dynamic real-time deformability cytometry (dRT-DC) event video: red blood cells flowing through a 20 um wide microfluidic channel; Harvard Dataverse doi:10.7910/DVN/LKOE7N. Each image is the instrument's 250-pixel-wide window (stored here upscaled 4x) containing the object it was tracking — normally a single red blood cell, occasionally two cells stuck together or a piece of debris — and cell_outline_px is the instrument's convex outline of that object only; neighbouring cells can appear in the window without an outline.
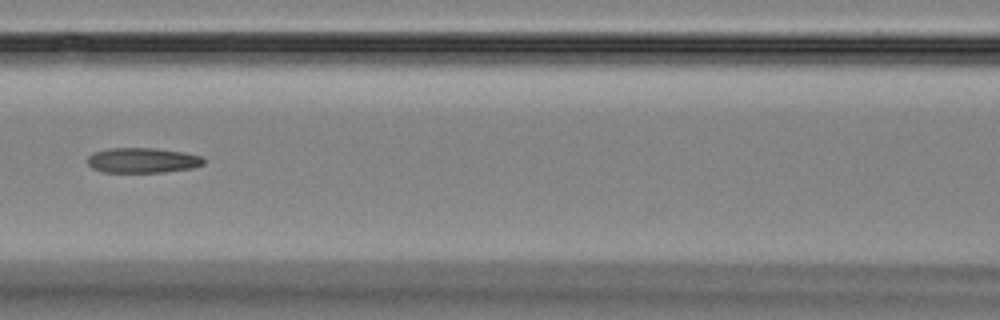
{"species": "Egyptian fruit bat (a non-hibernating species)", "species_latin": "Rousettus aegyptiacus", "temperature_condition": "room temperature", "stored_images_in_passage": 7, "camera_frame_rate_fps": 3000, "um_per_image_px": 0.085, "animal": {"sex": "female"}, "frame": {"image": 1, "passage_image": 7, "time_ms": 8.0, "image_size_px": [1000, 320], "cell_outline_px": [[204, 164], [192, 168], [164, 172], [104, 172], [92, 168], [88, 164], [88, 156], [92, 152], [108, 148], [156, 148], [184, 152], [200, 156], [204, 160]], "centroid_in_image_um": [12.1, 13.62], "position_along_channel_um": 154.5, "area_um2": 17.05}}